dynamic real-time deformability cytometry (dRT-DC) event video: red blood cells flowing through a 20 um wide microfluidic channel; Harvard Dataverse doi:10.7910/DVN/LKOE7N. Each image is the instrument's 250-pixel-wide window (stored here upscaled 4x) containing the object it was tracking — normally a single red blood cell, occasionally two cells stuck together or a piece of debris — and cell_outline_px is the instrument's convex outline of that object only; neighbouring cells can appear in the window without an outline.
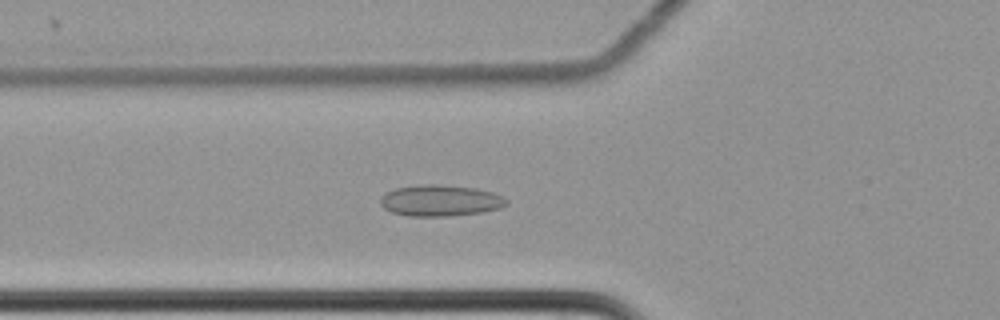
{"species": "common noctule bat (a hibernating species)", "species_latin": "Nyctalus noctula", "temperature_condition": "cold", "stored_images_in_passage": 62, "camera_frame_rate_fps": 3000, "um_per_image_px": 0.085, "animal": {"sex": "female", "body_mass_g": 22.7, "forearm_length_mm": 54.2}, "frame": {"image": 1, "passage_image": 24, "time_ms": 7.667, "image_size_px": [1000, 320], "cell_outline_px": [[508, 204], [500, 208], [480, 212], [448, 216], [408, 216], [392, 212], [384, 208], [380, 204], [380, 196], [396, 188], [420, 184], [436, 184], [476, 188], [492, 192], [504, 196], [508, 200]], "centroid_in_image_um": [37.43, 17.04], "position_along_channel_um": 88.4, "area_um2": 23.0}}
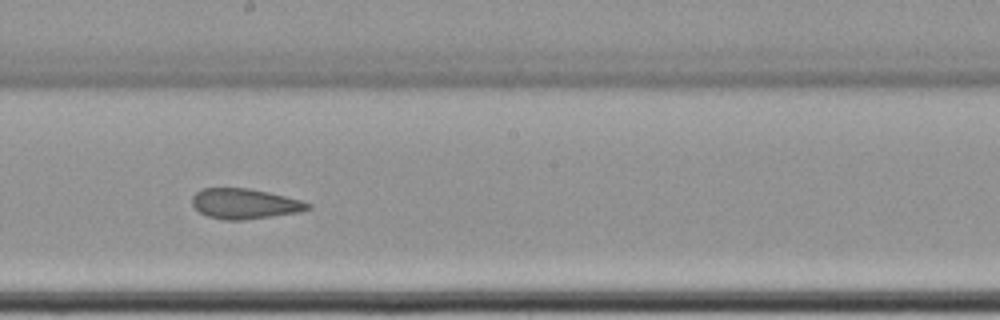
{"frame": {"image": 2, "passage_image": 36, "time_ms": 11.667, "image_size_px": [1000, 320], "cell_outline_px": [[312, 208], [300, 212], [272, 216], [240, 220], [224, 220], [208, 216], [200, 212], [192, 204], [192, 196], [200, 188], [248, 188], [268, 192], [300, 200], [312, 204]], "centroid_in_image_um": [20.8, 17.31], "position_along_channel_um": 227.4, "area_um2": 20.35}}
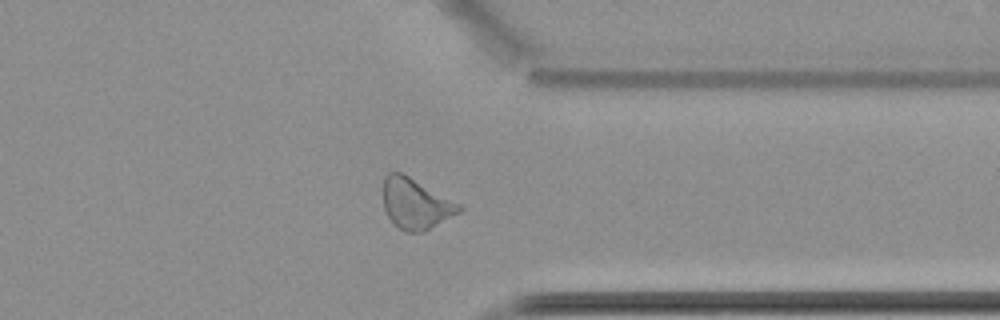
{"frame": {"image": 3, "passage_image": 49, "time_ms": 16.0, "image_size_px": [1000, 320], "cell_outline_px": [[464, 208], [460, 212], [424, 232], [404, 232], [388, 216], [384, 208], [384, 176], [388, 172], [400, 172], [464, 204]], "centroid_in_image_um": [35.39, 17.31], "position_along_channel_um": 376.0, "area_um2": 22.48}, "authors_computed_cell_mechanics": {"area_um2": 23.0044, "velocity_mm_per_s": 3.4807, "shape_relaxation_time_tau1_ms": null, "shape_relaxation_time_tau2_ms": 2.6946, "deformation_change_tau1": null, "deformation_change_tau2": 0.0965}}